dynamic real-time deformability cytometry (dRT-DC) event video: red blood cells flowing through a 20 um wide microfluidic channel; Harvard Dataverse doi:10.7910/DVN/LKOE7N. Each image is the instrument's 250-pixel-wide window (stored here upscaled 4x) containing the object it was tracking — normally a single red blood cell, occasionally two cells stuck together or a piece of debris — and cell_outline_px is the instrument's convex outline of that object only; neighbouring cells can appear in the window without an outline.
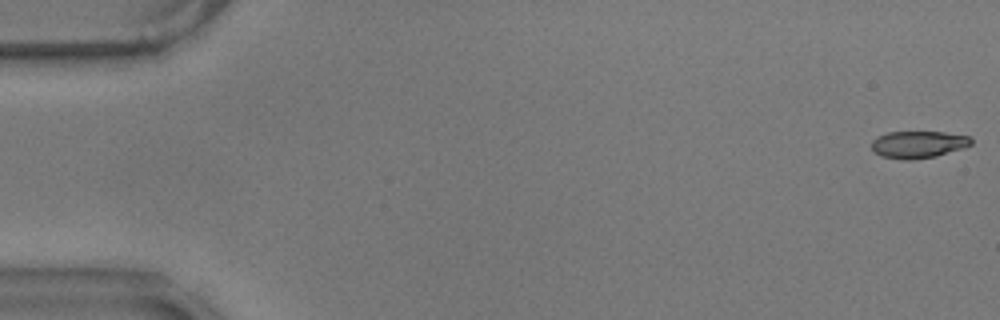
{"species": "common noctule bat (a hibernating species)", "species_latin": "Nyctalus noctula", "temperature_condition": "warm", "stored_images_in_passage": 58, "camera_frame_rate_fps": 3000, "um_per_image_px": 0.085, "animal": {"sex": "male", "body_mass_g": 17.9}, "frame": {"image": 1, "passage_image": 1, "time_ms": 0.0, "image_size_px": [1000, 320], "cell_outline_px": [[972, 144], [964, 148], [936, 156], [912, 160], [904, 160], [880, 156], [872, 152], [872, 140], [876, 136], [888, 132], [944, 132], [972, 136]], "centroid_in_image_um": [78.04, 12.28], "position_along_channel_um": 7.0, "area_um2": 16.01}}
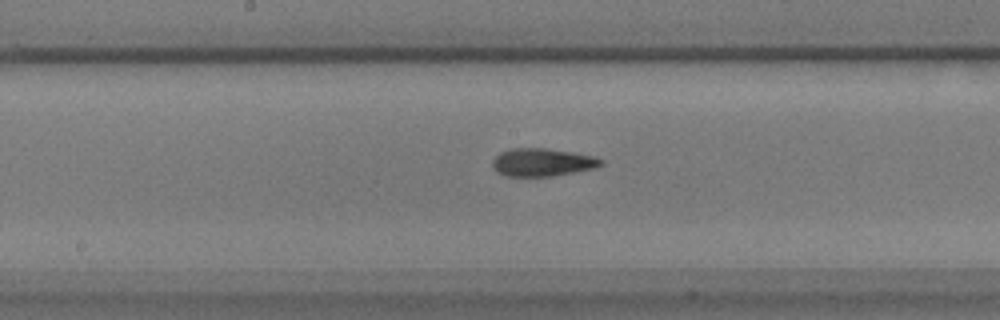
{"frame": {"image": 2, "passage_image": 30, "time_ms": 9.667, "image_size_px": [1000, 320], "cell_outline_px": [[604, 164], [596, 168], [552, 176], [504, 176], [496, 172], [492, 168], [492, 160], [500, 152], [512, 148], [548, 148], [572, 152], [592, 156], [604, 160]], "centroid_in_image_um": [46.08, 13.8], "position_along_channel_um": 202.1, "area_um2": 17.8}}
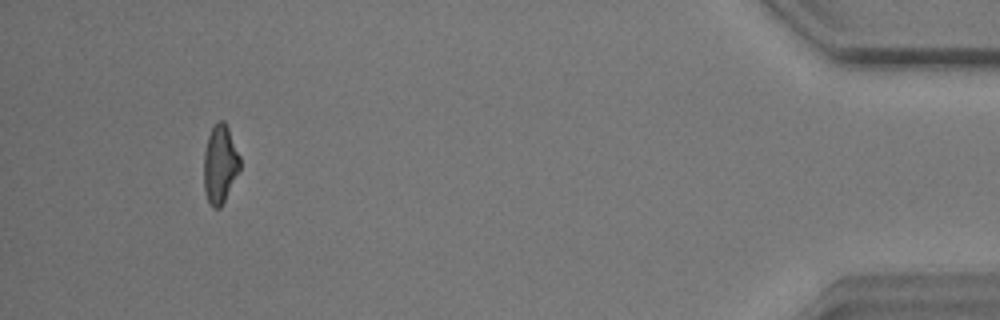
{"frame": {"image": 3, "passage_image": 54, "time_ms": 17.667, "image_size_px": [1000, 320], "cell_outline_px": [[240, 172], [220, 208], [212, 208], [204, 192], [204, 152], [208, 136], [216, 120], [224, 120], [228, 128], [240, 156]], "centroid_in_image_um": [18.71, 13.96], "position_along_channel_um": 416.5, "area_um2": 16.65}, "authors_computed_cell_mechanics": {"area_um2": 17.1955, "velocity_mm_per_s": 3.5273, "shape_relaxation_time_tau1_ms": 4.9056, "shape_relaxation_time_tau2_ms": 3.8008, "deformation_change_tau1": 0.1667, "deformation_change_tau2": 0.1256}}